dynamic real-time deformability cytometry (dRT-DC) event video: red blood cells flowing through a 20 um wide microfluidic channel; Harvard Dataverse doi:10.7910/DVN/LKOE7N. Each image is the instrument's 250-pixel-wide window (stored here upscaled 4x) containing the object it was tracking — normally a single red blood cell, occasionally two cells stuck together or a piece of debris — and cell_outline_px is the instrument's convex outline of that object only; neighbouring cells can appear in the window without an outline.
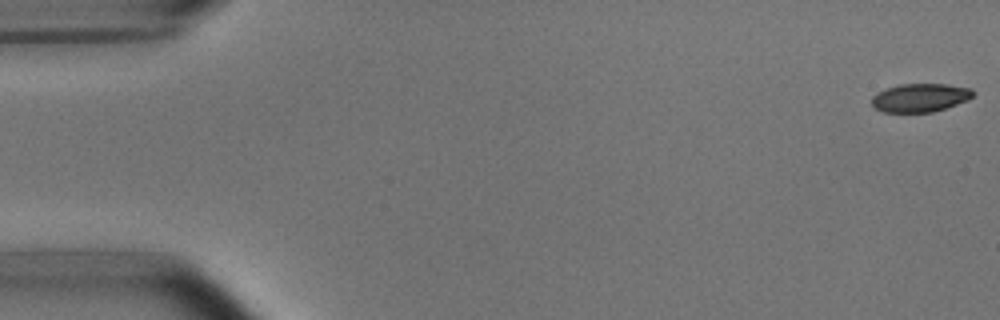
{"species": "common noctule bat (a hibernating species)", "species_latin": "Nyctalus noctula", "temperature_condition": "room temperature", "stored_images_in_passage": 53, "camera_frame_rate_fps": 3000, "um_per_image_px": 0.085, "animal": {"sex": "male", "body_mass_g": 15.6}, "frame": {"image": 1, "passage_image": 1, "time_ms": 0.0, "image_size_px": [1000, 320], "cell_outline_px": [[976, 92], [968, 100], [932, 112], [884, 112], [876, 108], [872, 104], [872, 96], [888, 88], [900, 84], [948, 84], [972, 88]], "centroid_in_image_um": [78.26, 8.29], "position_along_channel_um": 6.7, "area_um2": 16.65}}
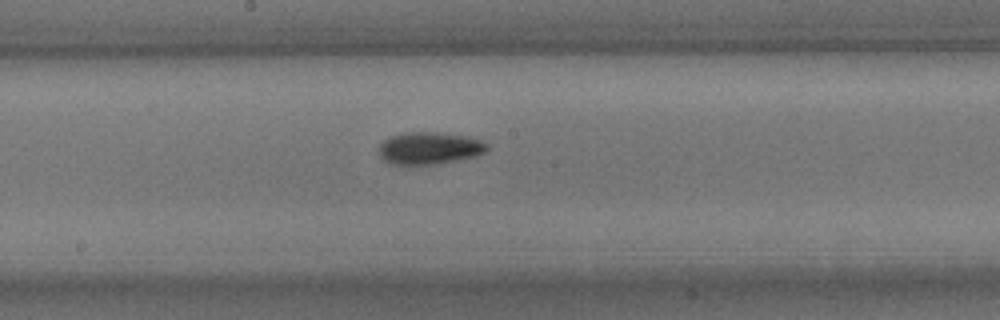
{"frame": {"image": 2, "passage_image": 28, "time_ms": 9.0, "image_size_px": [1000, 320], "cell_outline_px": [[488, 148], [484, 152], [476, 156], [436, 164], [392, 164], [384, 160], [380, 156], [380, 144], [388, 136], [404, 132], [436, 132], [468, 136], [480, 140], [488, 144]], "centroid_in_image_um": [36.49, 12.58], "position_along_channel_um": 211.7, "area_um2": 20.29}}
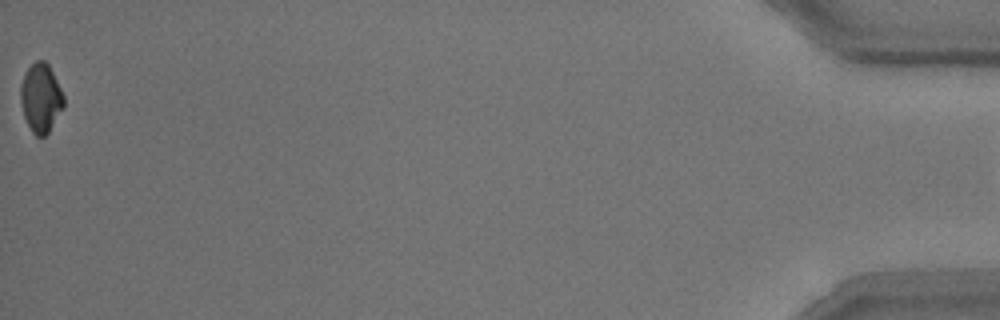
{"frame": {"image": 3, "passage_image": 53, "time_ms": 17.333, "image_size_px": [1000, 320], "cell_outline_px": [[64, 104], [48, 132], [44, 136], [36, 136], [32, 132], [24, 116], [20, 100], [20, 88], [24, 72], [36, 60], [44, 60], [48, 64], [64, 96]], "centroid_in_image_um": [3.44, 8.3], "position_along_channel_um": 431.8, "area_um2": 16.99}, "authors_computed_cell_mechanics": {"area_um2": 18.4382, "velocity_mm_per_s": 3.7886, "shape_relaxation_time_tau1_ms": 3.0072, "shape_relaxation_time_tau2_ms": 9.6991, "deformation_change_tau1": 0.1074, "deformation_change_tau2": 0.1279}}